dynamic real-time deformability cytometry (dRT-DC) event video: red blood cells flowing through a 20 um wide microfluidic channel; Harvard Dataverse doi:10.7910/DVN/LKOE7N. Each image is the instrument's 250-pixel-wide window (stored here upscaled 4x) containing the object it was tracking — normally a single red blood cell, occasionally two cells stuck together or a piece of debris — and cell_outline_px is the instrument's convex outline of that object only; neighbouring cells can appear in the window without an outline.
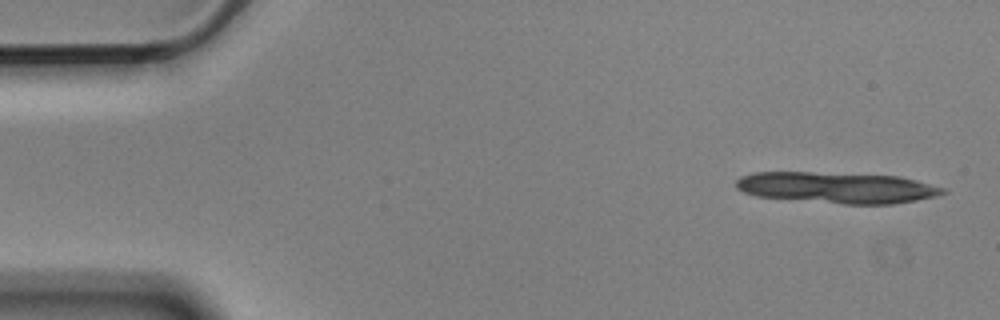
{"species": "Egyptian fruit bat (a non-hibernating species)", "species_latin": "Rousettus aegyptiacus", "temperature_condition": "cold", "stored_images_in_passage": 5, "camera_frame_rate_fps": 3000, "um_per_image_px": 0.085, "animal": {"sex": "male"}, "frame": {"image": 1, "passage_image": 1, "time_ms": 0.0, "image_size_px": [1000, 320], "cell_outline_px": [[948, 192], [936, 196], [916, 200], [892, 204], [844, 204], [756, 196], [744, 192], [736, 188], [736, 180], [740, 176], [752, 172], [812, 172], [900, 176], [916, 180], [944, 188]], "centroid_in_image_um": [71.12, 15.94], "position_along_channel_um": 13.9, "area_um2": 37.45}}
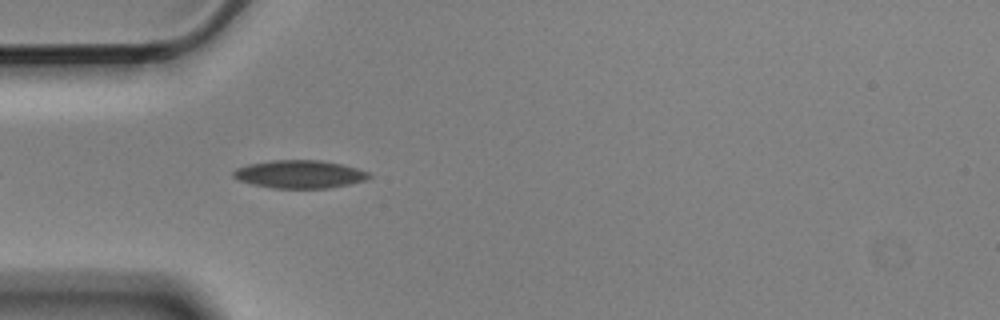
{"frame": {"image": 2, "passage_image": 5, "time_ms": 1.333, "image_size_px": [1000, 320], "cell_outline_px": [[372, 176], [364, 180], [352, 184], [328, 188], [272, 188], [252, 184], [240, 180], [232, 176], [232, 172], [236, 168], [248, 164], [272, 160], [320, 160], [340, 164], [356, 168], [368, 172]], "centroid_in_image_um": [25.45, 14.81], "position_along_channel_um": 59.5, "area_um2": 22.08}}